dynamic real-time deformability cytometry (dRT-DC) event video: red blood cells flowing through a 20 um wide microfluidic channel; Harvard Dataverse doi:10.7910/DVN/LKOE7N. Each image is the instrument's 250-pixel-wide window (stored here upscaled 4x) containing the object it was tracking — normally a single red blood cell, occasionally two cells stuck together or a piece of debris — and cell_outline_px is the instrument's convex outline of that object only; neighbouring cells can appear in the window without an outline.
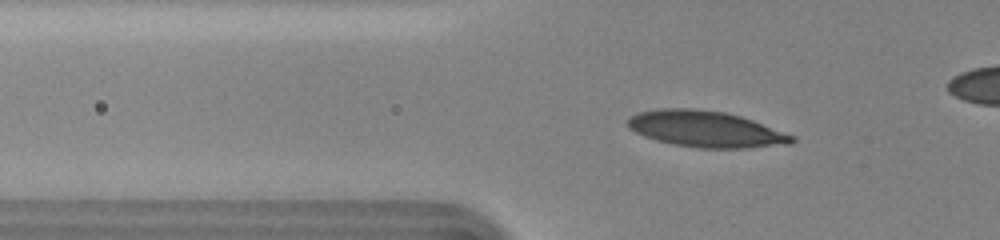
{"species": "human", "species_latin": "Homo sapiens", "temperature_condition": "cold", "stored_images_in_passage": 44, "camera_frame_rate_fps": 3000, "um_per_image_px": 0.085, "donor": {"sex": "female"}, "frame": {"image": 1, "passage_image": 11, "time_ms": 3.333, "image_size_px": [1000, 240], "cell_outline_px": [[796, 140], [792, 144], [748, 148], [700, 148], [672, 144], [656, 140], [644, 136], [628, 128], [628, 116], [636, 112], [656, 108], [692, 108], [724, 112], [740, 116], [752, 120], [796, 136]], "centroid_in_image_um": [59.98, 10.97], "position_along_channel_um": 65.8, "area_um2": 34.91}}
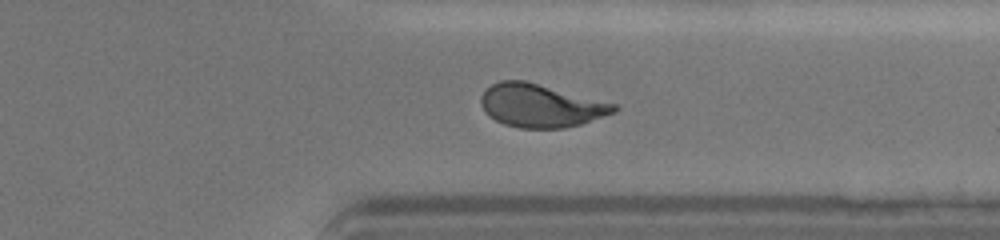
{"frame": {"image": 2, "passage_image": 37, "time_ms": 12.0, "image_size_px": [1000, 240], "cell_outline_px": [[620, 108], [616, 112], [580, 124], [564, 128], [520, 128], [504, 124], [488, 116], [484, 112], [480, 104], [480, 96], [492, 84], [500, 80], [524, 80], [616, 104]], "centroid_in_image_um": [45.94, 8.98], "position_along_channel_um": 365.5, "area_um2": 33.35}}
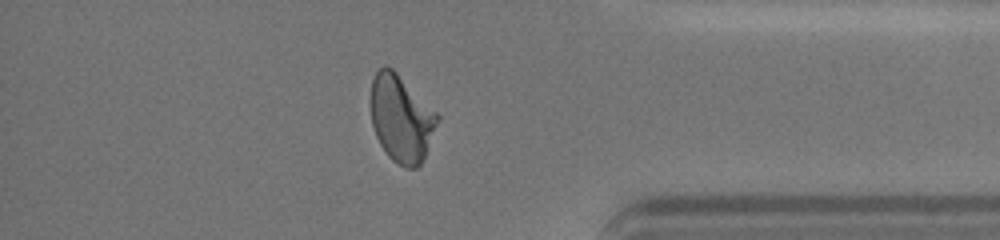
{"frame": {"image": 3, "passage_image": 41, "time_ms": 13.333, "image_size_px": [1000, 240], "cell_outline_px": [[440, 120], [424, 156], [420, 164], [416, 168], [404, 168], [392, 160], [388, 156], [380, 144], [376, 136], [372, 124], [372, 80], [376, 72], [384, 64], [392, 68], [440, 116]], "centroid_in_image_um": [34.11, 10.09], "position_along_channel_um": 401.1, "area_um2": 33.35}}